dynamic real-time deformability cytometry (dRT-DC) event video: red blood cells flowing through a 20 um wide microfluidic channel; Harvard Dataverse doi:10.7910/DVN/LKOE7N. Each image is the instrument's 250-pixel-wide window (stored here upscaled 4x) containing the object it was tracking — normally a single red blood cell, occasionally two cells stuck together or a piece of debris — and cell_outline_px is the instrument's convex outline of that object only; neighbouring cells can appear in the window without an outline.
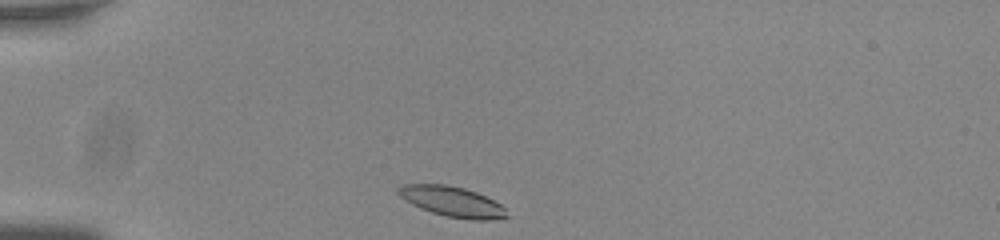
{"species": "common noctule bat (a hibernating species)", "species_latin": "Nyctalus noctula", "temperature_condition": "room temperature", "stored_images_in_passage": 34, "camera_frame_rate_fps": 3000, "um_per_image_px": 0.085, "animal": {"sex": "male", "body_mass_g": 20.0, "forearm_length_mm": 53.3}, "frame": {"image": 1, "passage_image": 1, "time_ms": 0.0, "image_size_px": [1000, 240], "cell_outline_px": [[508, 216], [488, 220], [472, 220], [448, 216], [432, 212], [420, 208], [412, 204], [400, 196], [396, 192], [396, 188], [400, 184], [444, 184], [464, 188], [476, 192], [500, 204], [504, 208]], "centroid_in_image_um": [38.38, 17.12], "position_along_channel_um": 46.6, "area_um2": 18.9}}
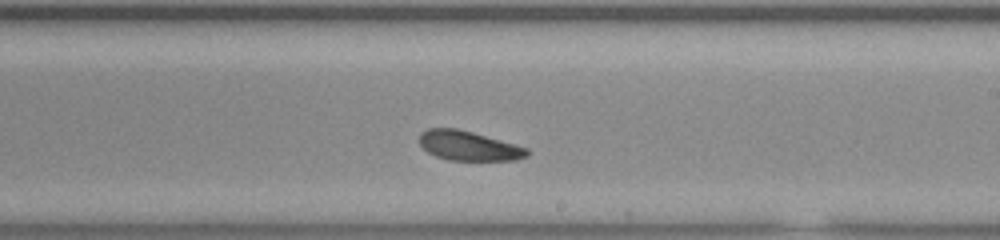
{"frame": {"image": 2, "passage_image": 20, "time_ms": 6.333, "image_size_px": [1000, 240], "cell_outline_px": [[528, 156], [516, 160], [448, 160], [436, 156], [428, 152], [420, 144], [420, 132], [428, 128], [456, 128], [472, 132], [516, 144], [528, 148]], "centroid_in_image_um": [39.84, 12.39], "position_along_channel_um": 249.2, "area_um2": 18.5}}
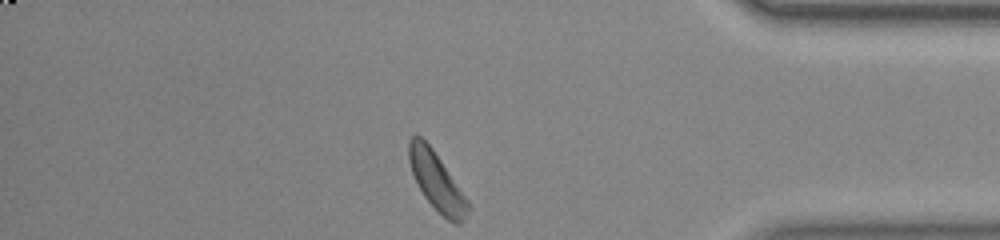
{"frame": {"image": 3, "passage_image": 34, "time_ms": 11.0, "image_size_px": [1000, 240], "cell_outline_px": [[472, 208], [460, 224], [456, 224], [448, 220], [424, 196], [412, 172], [408, 160], [408, 140], [412, 136], [420, 136], [432, 148], [472, 204]], "centroid_in_image_um": [37.16, 15.43], "position_along_channel_um": 398.0, "area_um2": 19.83}, "authors_computed_cell_mechanics": {"area_um2": 19.363, "velocity_mm_per_s": 3.7047, "shape_relaxation_time_tau1_ms": 1.1173, "shape_relaxation_time_tau2_ms": 4.864, "deformation_change_tau1": 0.0817, "deformation_change_tau2": 0.1489}}